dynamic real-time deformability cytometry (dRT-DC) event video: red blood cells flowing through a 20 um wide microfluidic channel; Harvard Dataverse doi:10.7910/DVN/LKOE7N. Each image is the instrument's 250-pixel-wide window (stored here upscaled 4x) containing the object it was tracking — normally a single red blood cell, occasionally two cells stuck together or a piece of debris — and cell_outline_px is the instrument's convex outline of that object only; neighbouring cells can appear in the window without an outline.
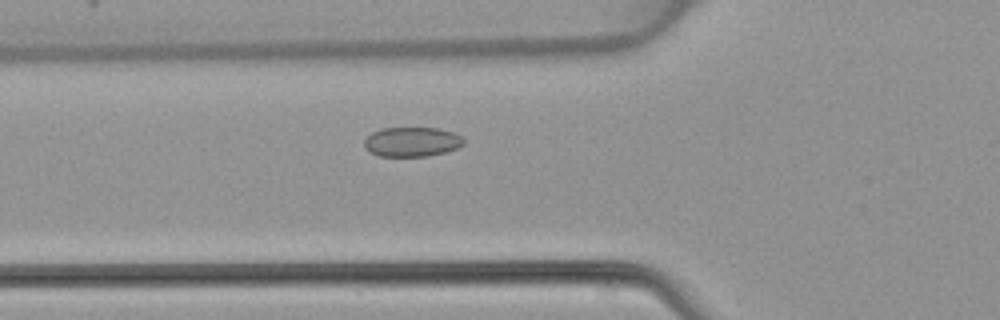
{"species": "common noctule bat (a hibernating species)", "species_latin": "Nyctalus noctula", "temperature_condition": "warm", "stored_images_in_passage": 47, "camera_frame_rate_fps": 3000, "um_per_image_px": 0.085, "animal": {"sex": "female", "body_mass_g": 22.7, "forearm_length_mm": 54.2}, "frame": {"image": 1, "passage_image": 16, "time_ms": 5.0, "image_size_px": [1000, 320], "cell_outline_px": [[464, 144], [460, 148], [428, 156], [380, 156], [368, 152], [364, 148], [364, 140], [372, 132], [380, 128], [436, 128], [452, 132], [460, 136], [464, 140]], "centroid_in_image_um": [34.99, 12.06], "position_along_channel_um": 90.8, "area_um2": 17.22}}
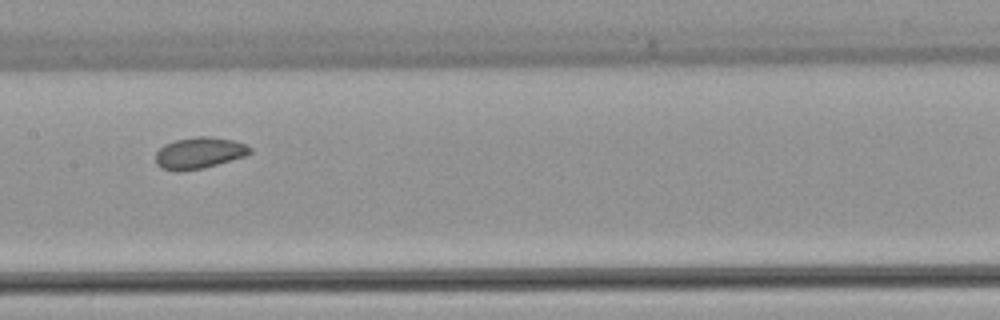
{"frame": {"image": 2, "passage_image": 23, "time_ms": 7.333, "image_size_px": [1000, 320], "cell_outline_px": [[252, 152], [244, 156], [204, 168], [180, 172], [176, 172], [160, 168], [156, 164], [156, 152], [164, 144], [176, 140], [196, 136], [208, 136], [236, 140], [252, 148]], "centroid_in_image_um": [16.91, 13.01], "position_along_channel_um": 190.5, "area_um2": 17.46}}
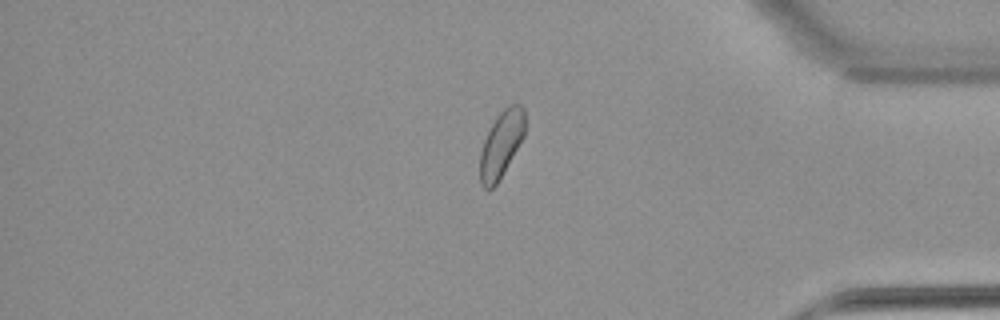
{"frame": {"image": 3, "passage_image": 39, "time_ms": 12.667, "image_size_px": [1000, 320], "cell_outline_px": [[524, 136], [496, 184], [492, 188], [484, 188], [480, 184], [480, 152], [484, 140], [496, 116], [508, 104], [520, 104], [524, 108]], "centroid_in_image_um": [42.59, 12.23], "position_along_channel_um": 392.6, "area_um2": 17.05}}